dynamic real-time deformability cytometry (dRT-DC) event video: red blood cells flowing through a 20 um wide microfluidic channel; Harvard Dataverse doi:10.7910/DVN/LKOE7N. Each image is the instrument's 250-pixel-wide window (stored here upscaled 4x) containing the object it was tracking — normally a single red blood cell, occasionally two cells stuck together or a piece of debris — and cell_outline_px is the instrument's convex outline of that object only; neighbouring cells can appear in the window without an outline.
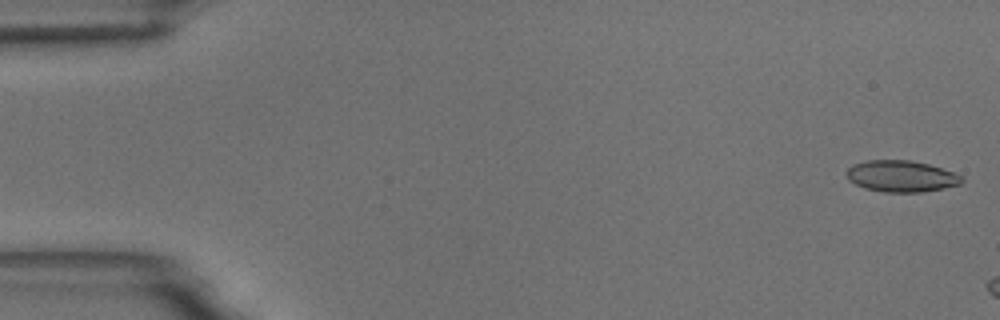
{"species": "common noctule bat (a hibernating species)", "species_latin": "Nyctalus noctula", "temperature_condition": "room temperature", "stored_images_in_passage": 8, "camera_frame_rate_fps": 3000, "um_per_image_px": 0.085, "animal": {"sex": "male", "body_mass_g": 18.8}, "frame": {"image": 1, "passage_image": 2, "time_ms": 0.333, "image_size_px": [1000, 320], "cell_outline_px": [[964, 180], [960, 184], [944, 188], [920, 192], [884, 192], [864, 188], [848, 180], [844, 172], [852, 164], [868, 160], [908, 160], [928, 164], [952, 172], [960, 176]], "centroid_in_image_um": [76.55, 14.98], "position_along_channel_um": 8.5, "area_um2": 21.04}}